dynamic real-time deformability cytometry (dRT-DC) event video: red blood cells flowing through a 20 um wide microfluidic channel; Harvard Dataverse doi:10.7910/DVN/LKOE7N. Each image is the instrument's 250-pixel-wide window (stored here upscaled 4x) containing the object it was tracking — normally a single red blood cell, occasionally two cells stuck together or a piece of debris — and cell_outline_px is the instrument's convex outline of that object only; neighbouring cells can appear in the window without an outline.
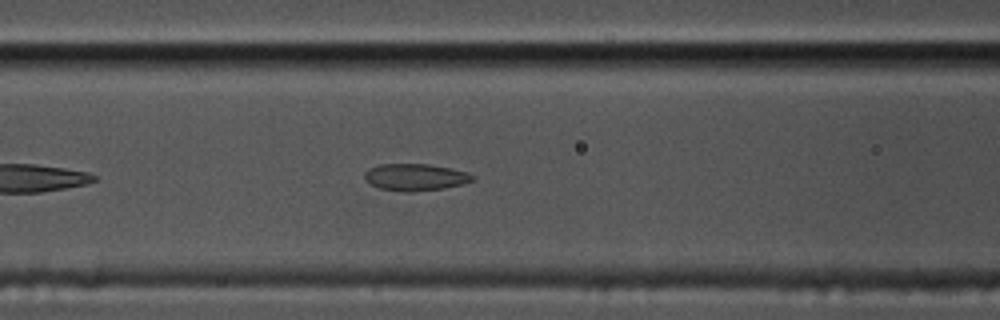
{"species": "common noctule bat (a hibernating species)", "species_latin": "Nyctalus noctula", "temperature_condition": "cold", "stored_images_in_passage": 41, "camera_frame_rate_fps": 3000, "um_per_image_px": 0.085, "animal": {"sex": "male", "body_mass_g": 17.5, "forearm_length_mm": 52.3}, "frame": {"image": 1, "passage_image": 7, "time_ms": 2.0, "image_size_px": [1000, 320], "cell_outline_px": [[476, 176], [472, 180], [464, 184], [440, 188], [412, 192], [404, 192], [380, 188], [372, 184], [364, 176], [364, 172], [368, 168], [380, 164], [428, 164], [452, 168], [468, 172]], "centroid_in_image_um": [35.32, 15.05], "position_along_channel_um": 131.3, "area_um2": 16.88}}
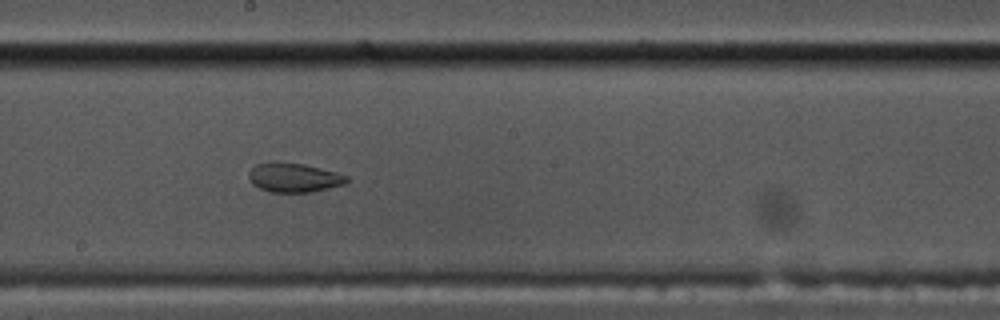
{"frame": {"image": 2, "passage_image": 15, "time_ms": 4.667, "image_size_px": [1000, 320], "cell_outline_px": [[348, 180], [344, 184], [312, 192], [268, 192], [252, 184], [248, 176], [248, 172], [256, 164], [272, 160], [304, 164], [336, 172], [348, 176]], "centroid_in_image_um": [24.94, 15.08], "position_along_channel_um": 223.3, "area_um2": 16.88}}
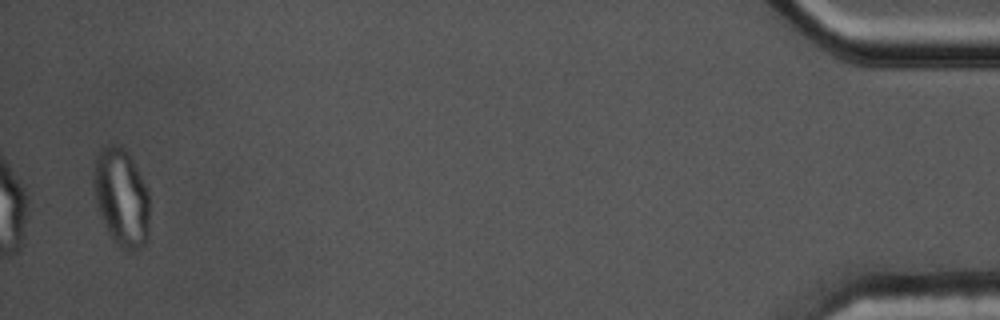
{"frame": {"image": 3, "passage_image": 40, "time_ms": 13.0, "image_size_px": [1000, 320], "cell_outline_px": [[148, 240], [140, 248], [132, 252], [128, 252], [120, 248], [112, 240], [100, 216], [96, 200], [92, 180], [96, 160], [104, 144], [120, 144], [128, 152], [148, 192]], "centroid_in_image_um": [10.31, 16.81], "position_along_channel_um": 424.9, "area_um2": 31.91}, "authors_computed_cell_mechanics": {"area_um2": 18.6694, "velocity_mm_per_s": 3.4573, "shape_relaxation_time_tau1_ms": null, "shape_relaxation_time_tau2_ms": 1.4782, "deformation_change_tau1": null, "deformation_change_tau2": 0.0571}}